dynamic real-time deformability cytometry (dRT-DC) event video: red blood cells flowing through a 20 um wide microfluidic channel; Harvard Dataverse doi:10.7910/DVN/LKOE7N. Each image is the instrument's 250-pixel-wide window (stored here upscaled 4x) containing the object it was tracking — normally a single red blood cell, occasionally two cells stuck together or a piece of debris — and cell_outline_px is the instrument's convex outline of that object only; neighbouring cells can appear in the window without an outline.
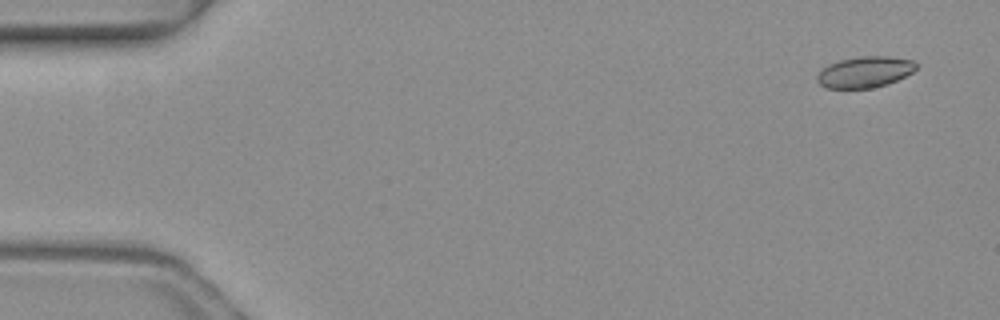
{"species": "common noctule bat (a hibernating species)", "species_latin": "Nyctalus noctula", "temperature_condition": "warm", "stored_images_in_passage": 4, "camera_frame_rate_fps": 3000, "um_per_image_px": 0.085, "animal": {"sex": "female", "body_mass_g": 19.3, "forearm_length_mm": 54.1}, "frame": {"image": 1, "passage_image": 1, "time_ms": 0.0, "image_size_px": [1000, 320], "cell_outline_px": [[916, 68], [912, 72], [888, 84], [872, 88], [828, 88], [820, 84], [816, 80], [816, 76], [820, 68], [828, 64], [840, 60], [860, 56], [888, 56], [912, 60], [916, 64]], "centroid_in_image_um": [73.46, 6.12], "position_along_channel_um": 11.5, "area_um2": 17.98}}
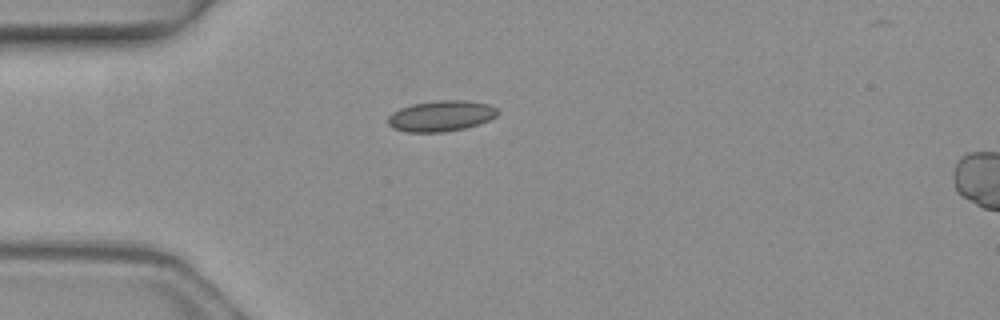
{"frame": {"image": 2, "passage_image": 4, "time_ms": 1.0, "image_size_px": [1000, 320], "cell_outline_px": [[500, 112], [496, 116], [488, 120], [464, 128], [444, 132], [408, 132], [392, 128], [388, 124], [388, 116], [392, 112], [400, 108], [412, 104], [440, 100], [464, 100], [488, 104], [496, 108]], "centroid_in_image_um": [37.46, 9.85], "position_along_channel_um": 47.5, "area_um2": 19.59}}